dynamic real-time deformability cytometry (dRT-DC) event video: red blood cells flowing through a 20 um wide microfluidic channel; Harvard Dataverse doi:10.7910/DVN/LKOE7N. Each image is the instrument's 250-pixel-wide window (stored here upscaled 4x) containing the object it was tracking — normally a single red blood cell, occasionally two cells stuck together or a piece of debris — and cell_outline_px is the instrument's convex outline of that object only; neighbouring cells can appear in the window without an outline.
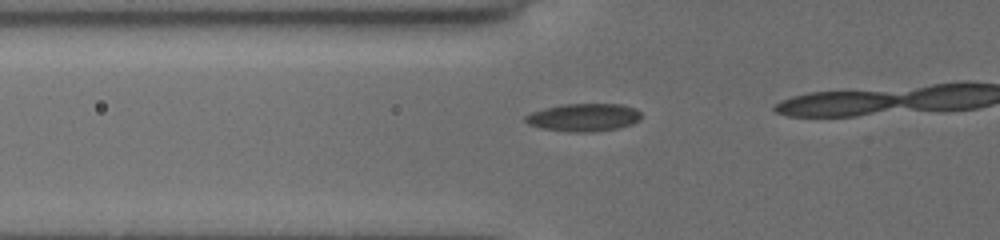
{"species": "common noctule bat (a hibernating species)", "species_latin": "Nyctalus noctula", "temperature_condition": "cold", "stored_images_in_passage": 7, "camera_frame_rate_fps": 3000, "um_per_image_px": 0.085, "animal": {"sex": "female", "body_mass_g": 19.5, "forearm_length_mm": 54.1}, "frame": {"image": 1, "passage_image": 2, "time_ms": 0.333, "image_size_px": [1000, 240], "cell_outline_px": [[640, 116], [632, 124], [616, 128], [592, 132], [572, 132], [544, 128], [528, 124], [524, 120], [524, 116], [532, 112], [544, 108], [560, 104], [620, 104], [636, 108], [640, 112]], "centroid_in_image_um": [49.58, 9.97], "position_along_channel_um": 76.2, "area_um2": 18.61}}
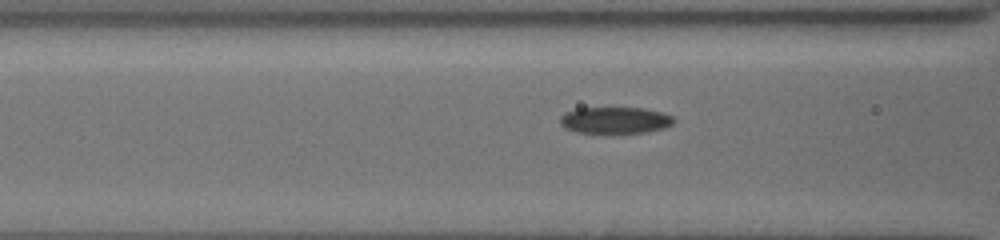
{"frame": {"image": 2, "passage_image": 5, "time_ms": 1.333, "image_size_px": [1000, 240], "cell_outline_px": [[672, 124], [664, 128], [644, 132], [576, 132], [560, 124], [560, 116], [576, 108], [644, 108], [664, 112], [672, 116]], "centroid_in_image_um": [52.29, 10.2], "position_along_channel_um": 114.3, "area_um2": 17.22}}